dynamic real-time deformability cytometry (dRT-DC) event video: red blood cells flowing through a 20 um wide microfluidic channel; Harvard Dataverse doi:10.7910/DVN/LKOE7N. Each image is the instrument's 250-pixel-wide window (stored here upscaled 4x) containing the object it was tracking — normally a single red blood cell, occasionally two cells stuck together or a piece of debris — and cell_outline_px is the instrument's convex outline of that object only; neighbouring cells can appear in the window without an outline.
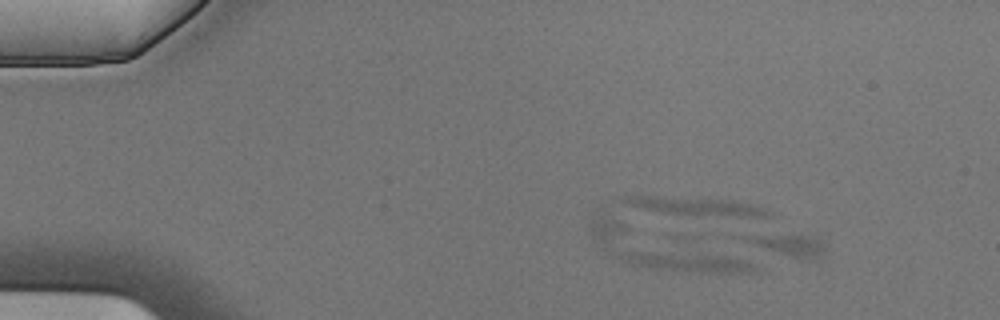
{"species": "Egyptian fruit bat (a non-hibernating species)", "species_latin": "Rousettus aegyptiacus", "temperature_condition": "cold", "stored_images_in_passage": 6, "camera_frame_rate_fps": 3000, "um_per_image_px": 0.085, "animal": {"sex": "male"}, "frame": {"image": 1, "passage_image": 1, "time_ms": 0.0, "image_size_px": [1000, 320], "cell_outline_px": [[764, 272], [692, 272], [652, 268], [636, 264], [612, 256], [612, 252], [672, 232], [704, 232], [764, 268]], "centroid_in_image_um": [58.44, 21.63], "position_along_channel_um": 26.6, "area_um2": 28.44}}